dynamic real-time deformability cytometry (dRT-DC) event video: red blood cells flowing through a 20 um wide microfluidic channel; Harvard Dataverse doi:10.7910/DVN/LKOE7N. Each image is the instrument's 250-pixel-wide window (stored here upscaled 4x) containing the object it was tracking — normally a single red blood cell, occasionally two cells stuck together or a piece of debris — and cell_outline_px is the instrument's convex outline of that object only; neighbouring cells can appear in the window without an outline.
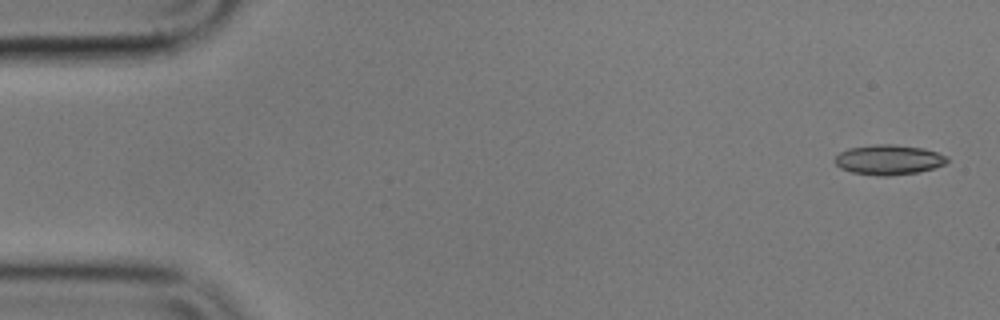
{"species": "common noctule bat (a hibernating species)", "species_latin": "Nyctalus noctula", "temperature_condition": "cold", "stored_images_in_passage": 56, "camera_frame_rate_fps": 3000, "um_per_image_px": 0.085, "animal": {"sex": "male", "body_mass_g": 17.9}, "frame": {"image": 1, "passage_image": 2, "time_ms": 0.333, "image_size_px": [1000, 320], "cell_outline_px": [[948, 160], [944, 164], [932, 168], [916, 172], [888, 176], [880, 176], [852, 172], [840, 168], [832, 160], [840, 152], [848, 148], [876, 144], [892, 144], [924, 148], [948, 156]], "centroid_in_image_um": [75.51, 13.57], "position_along_channel_um": 9.5, "area_um2": 19.54}}
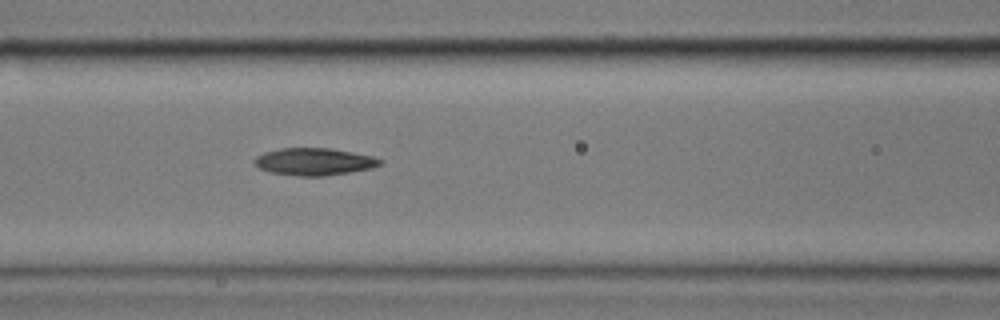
{"frame": {"image": 2, "passage_image": 23, "time_ms": 7.333, "image_size_px": [1000, 320], "cell_outline_px": [[384, 160], [380, 164], [372, 168], [324, 176], [296, 176], [272, 172], [260, 168], [252, 160], [256, 156], [264, 152], [280, 148], [332, 148], [372, 156]], "centroid_in_image_um": [26.7, 13.73], "position_along_channel_um": 139.9, "area_um2": 19.88}}
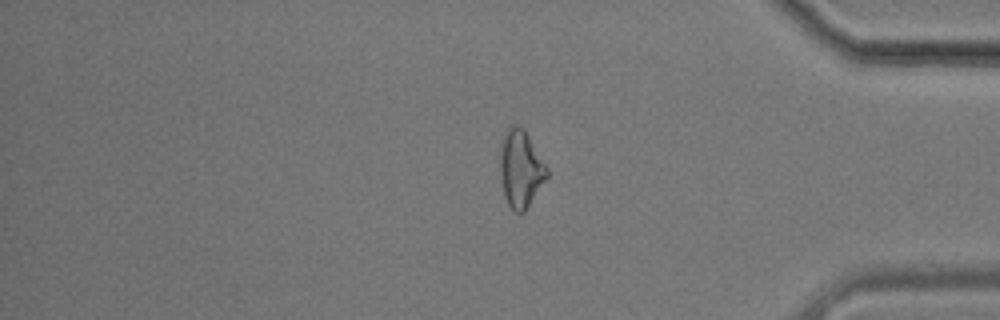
{"frame": {"image": 3, "passage_image": 46, "time_ms": 15.0, "image_size_px": [1000, 320], "cell_outline_px": [[548, 176], [524, 212], [516, 212], [508, 204], [504, 196], [500, 176], [500, 148], [508, 124], [520, 124], [524, 128], [548, 168]], "centroid_in_image_um": [44.25, 14.29], "position_along_channel_um": 391.0, "area_um2": 21.15}}